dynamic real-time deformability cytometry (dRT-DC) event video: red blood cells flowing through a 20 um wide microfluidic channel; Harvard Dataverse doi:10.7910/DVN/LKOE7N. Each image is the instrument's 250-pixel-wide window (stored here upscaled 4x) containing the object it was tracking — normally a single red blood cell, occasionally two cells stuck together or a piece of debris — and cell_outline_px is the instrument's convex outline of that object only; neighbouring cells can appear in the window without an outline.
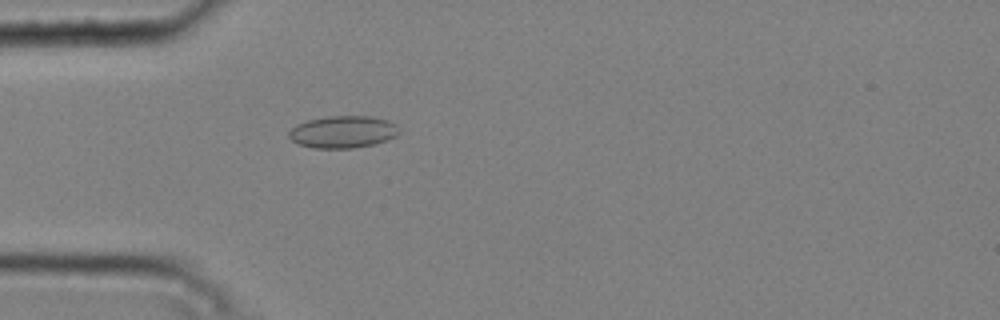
{"species": "common noctule bat (a hibernating species)", "species_latin": "Nyctalus noctula", "temperature_condition": "cold", "stored_images_in_passage": 2, "camera_frame_rate_fps": 3000, "um_per_image_px": 0.085, "animal": {"sex": "male", "body_mass_g": 20.4}, "frame": {"image": 1, "passage_image": 2, "time_ms": 0.333, "image_size_px": [1000, 320], "cell_outline_px": [[400, 132], [396, 136], [388, 140], [376, 144], [352, 148], [312, 148], [300, 144], [292, 140], [288, 136], [288, 132], [296, 124], [308, 120], [328, 116], [368, 116], [388, 120], [396, 124], [400, 128]], "centroid_in_image_um": [29.18, 11.21], "position_along_channel_um": 55.8, "area_um2": 20.81}}